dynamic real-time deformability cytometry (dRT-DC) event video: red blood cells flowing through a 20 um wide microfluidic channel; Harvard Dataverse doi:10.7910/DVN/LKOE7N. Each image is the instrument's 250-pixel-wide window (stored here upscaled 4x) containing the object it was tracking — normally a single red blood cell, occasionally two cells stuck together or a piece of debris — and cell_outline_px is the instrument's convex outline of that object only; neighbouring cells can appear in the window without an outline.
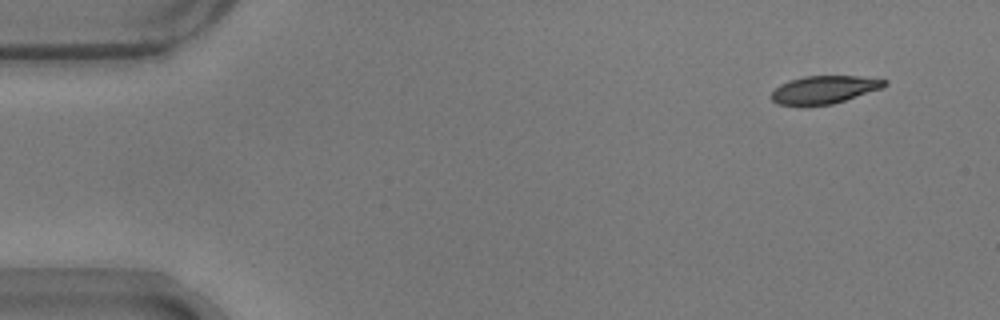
{"species": "common noctule bat (a hibernating species)", "species_latin": "Nyctalus noctula", "temperature_condition": "warm", "stored_images_in_passage": 51, "camera_frame_rate_fps": 3000, "um_per_image_px": 0.085, "animal": {"sex": "male", "body_mass_g": 17.9}, "frame": {"image": 1, "passage_image": 1, "time_ms": 0.0, "image_size_px": [1000, 320], "cell_outline_px": [[888, 84], [884, 88], [832, 104], [800, 108], [776, 104], [768, 96], [780, 84], [788, 80], [804, 76], [860, 76], [888, 80]], "centroid_in_image_um": [70.01, 7.65], "position_along_channel_um": 15.0, "area_um2": 19.13}}
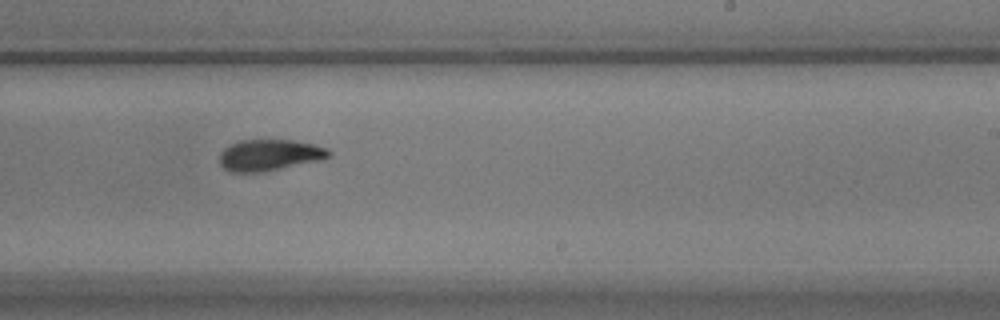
{"frame": {"image": 2, "passage_image": 30, "time_ms": 9.667, "image_size_px": [1000, 320], "cell_outline_px": [[332, 156], [324, 160], [264, 172], [228, 172], [220, 164], [220, 152], [224, 148], [240, 140], [292, 140], [316, 144], [328, 148], [332, 152]], "centroid_in_image_um": [22.97, 13.19], "position_along_channel_um": 266.0, "area_um2": 20.35}}
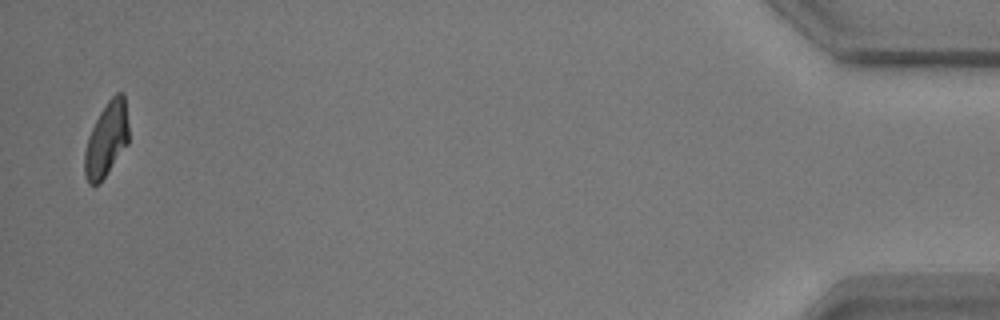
{"frame": {"image": 3, "passage_image": 50, "time_ms": 16.333, "image_size_px": [1000, 320], "cell_outline_px": [[128, 144], [100, 184], [88, 184], [84, 176], [84, 152], [88, 136], [100, 112], [108, 100], [116, 92], [124, 92], [128, 124]], "centroid_in_image_um": [9.05, 11.87], "position_along_channel_um": 426.2, "area_um2": 19.31}, "authors_computed_cell_mechanics": {"area_um2": 20.23, "velocity_mm_per_s": 3.7041, "shape_relaxation_time_tau1_ms": 2.5125, "shape_relaxation_time_tau2_ms": 2.306, "deformation_change_tau1": 0.148, "deformation_change_tau2": 0.0713}}